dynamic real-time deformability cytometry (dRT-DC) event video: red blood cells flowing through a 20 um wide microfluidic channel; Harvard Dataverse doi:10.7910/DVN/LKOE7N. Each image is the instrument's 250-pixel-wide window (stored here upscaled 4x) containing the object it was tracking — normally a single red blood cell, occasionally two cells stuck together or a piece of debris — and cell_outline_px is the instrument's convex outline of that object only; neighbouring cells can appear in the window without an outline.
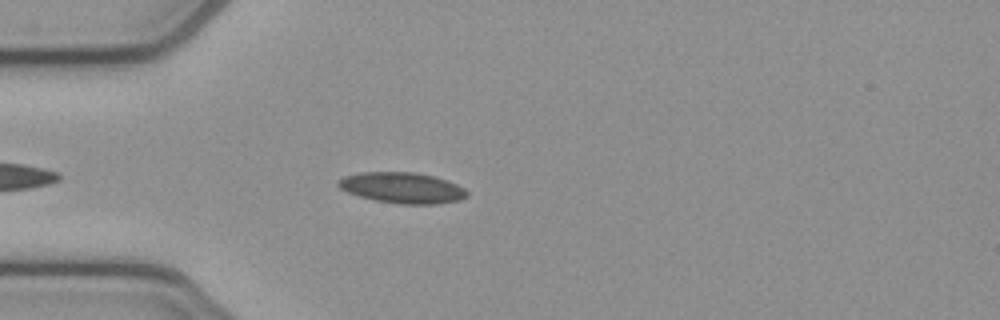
{"species": "common noctule bat (a hibernating species)", "species_latin": "Nyctalus noctula", "temperature_condition": "cold", "stored_images_in_passage": 41, "camera_frame_rate_fps": 3000, "um_per_image_px": 0.085, "animal": {"sex": "female", "body_mass_g": 21.9}, "frame": {"image": 1, "passage_image": 5, "time_ms": 1.333, "image_size_px": [1000, 320], "cell_outline_px": [[468, 196], [460, 200], [440, 204], [400, 204], [376, 200], [360, 196], [348, 192], [340, 188], [336, 184], [336, 180], [344, 176], [360, 172], [416, 172], [432, 176], [456, 184], [464, 188], [468, 192]], "centroid_in_image_um": [34.18, 15.96], "position_along_channel_um": 50.8, "area_um2": 23.12}}
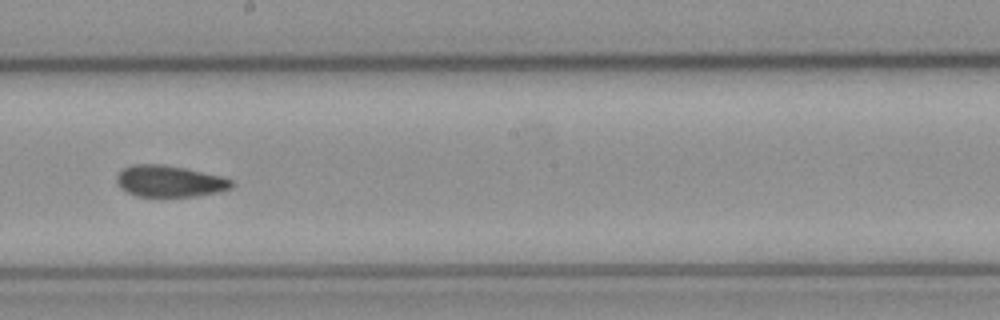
{"frame": {"image": 2, "passage_image": 20, "time_ms": 6.333, "image_size_px": [1000, 320], "cell_outline_px": [[236, 184], [232, 188], [220, 192], [196, 196], [136, 196], [120, 188], [116, 184], [116, 176], [124, 168], [132, 164], [164, 164], [224, 176], [232, 180]], "centroid_in_image_um": [14.45, 15.4], "position_along_channel_um": 233.8, "area_um2": 21.33}}
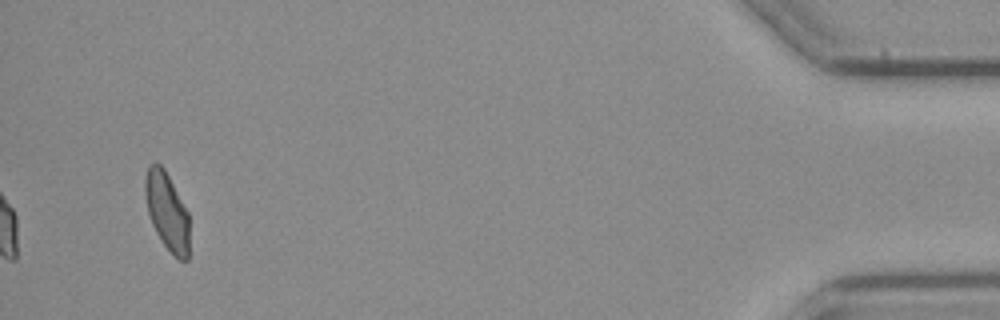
{"frame": {"image": 3, "passage_image": 41, "time_ms": 13.333, "image_size_px": [1000, 320], "cell_outline_px": [[188, 260], [180, 260], [160, 240], [152, 224], [148, 212], [144, 192], [144, 180], [148, 164], [160, 164], [164, 168], [188, 212]], "centroid_in_image_um": [14.17, 17.93], "position_along_channel_um": 421.0, "area_um2": 19.77}, "authors_computed_cell_mechanics": {"area_um2": 21.675, "velocity_mm_per_s": 3.8516, "shape_relaxation_time_tau1_ms": null, "shape_relaxation_time_tau2_ms": 4.331, "deformation_change_tau1": null, "deformation_change_tau2": 0.0917}}